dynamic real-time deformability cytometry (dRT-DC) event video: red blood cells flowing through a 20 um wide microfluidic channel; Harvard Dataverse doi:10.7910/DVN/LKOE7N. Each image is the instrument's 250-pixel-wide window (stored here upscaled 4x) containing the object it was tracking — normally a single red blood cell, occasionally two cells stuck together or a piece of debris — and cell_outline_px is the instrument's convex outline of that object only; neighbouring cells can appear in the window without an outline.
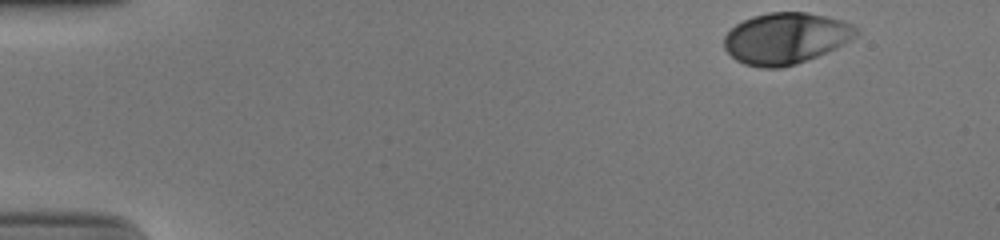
{"species": "human", "species_latin": "Homo sapiens", "temperature_condition": "cold", "stored_images_in_passage": 40, "camera_frame_rate_fps": 3000, "um_per_image_px": 0.085, "donor": {"sex": "male"}, "frame": {"image": 1, "passage_image": 1, "time_ms": 0.0, "image_size_px": [1000, 240], "cell_outline_px": [[860, 32], [856, 36], [836, 48], [796, 64], [780, 68], [760, 68], [744, 64], [736, 60], [724, 48], [724, 36], [736, 24], [752, 16], [768, 12], [808, 12], [844, 20], [860, 28]], "centroid_in_image_um": [66.81, 3.25], "position_along_channel_um": 18.2, "area_um2": 39.65}}
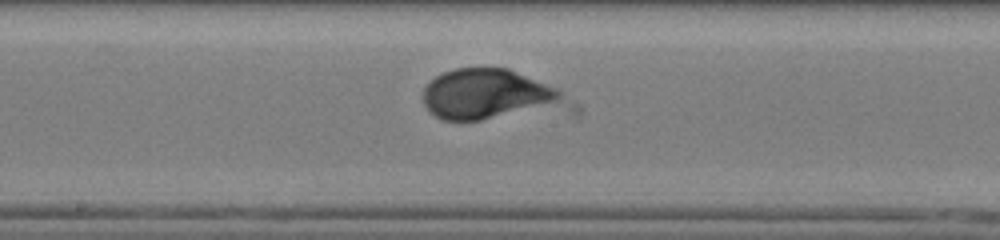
{"frame": {"image": 2, "passage_image": 25, "time_ms": 8.0, "image_size_px": [1000, 240], "cell_outline_px": [[564, 96], [560, 100], [480, 120], [440, 120], [428, 112], [424, 104], [424, 88], [436, 76], [444, 72], [456, 68], [508, 68], [556, 88]], "centroid_in_image_um": [41.18, 7.96], "position_along_channel_um": 207.0, "area_um2": 38.9}}
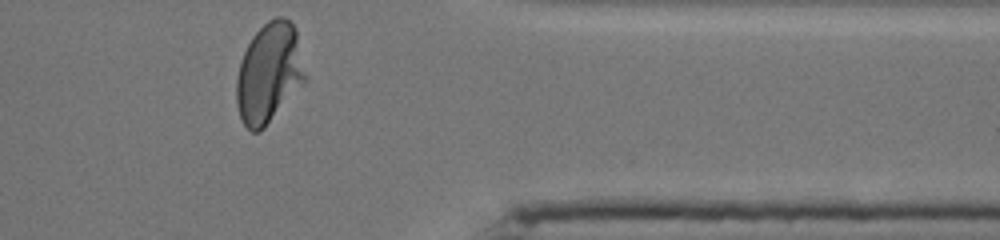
{"frame": {"image": 3, "passage_image": 40, "time_ms": 13.0, "image_size_px": [1000, 240], "cell_outline_px": [[308, 80], [264, 128], [260, 132], [252, 132], [244, 124], [240, 116], [236, 104], [236, 80], [240, 60], [252, 36], [268, 20], [276, 16], [284, 16], [296, 28], [308, 76]], "centroid_in_image_um": [22.9, 6.21], "position_along_channel_um": 388.5, "area_um2": 40.69}, "authors_computed_cell_mechanics": {"area_um2": 38.8705, "velocity_mm_per_s": 3.869, "shape_relaxation_time_tau1_ms": 2.7568, "shape_relaxation_time_tau2_ms": null, "deformation_change_tau1": 0.1588, "deformation_change_tau2": null}}